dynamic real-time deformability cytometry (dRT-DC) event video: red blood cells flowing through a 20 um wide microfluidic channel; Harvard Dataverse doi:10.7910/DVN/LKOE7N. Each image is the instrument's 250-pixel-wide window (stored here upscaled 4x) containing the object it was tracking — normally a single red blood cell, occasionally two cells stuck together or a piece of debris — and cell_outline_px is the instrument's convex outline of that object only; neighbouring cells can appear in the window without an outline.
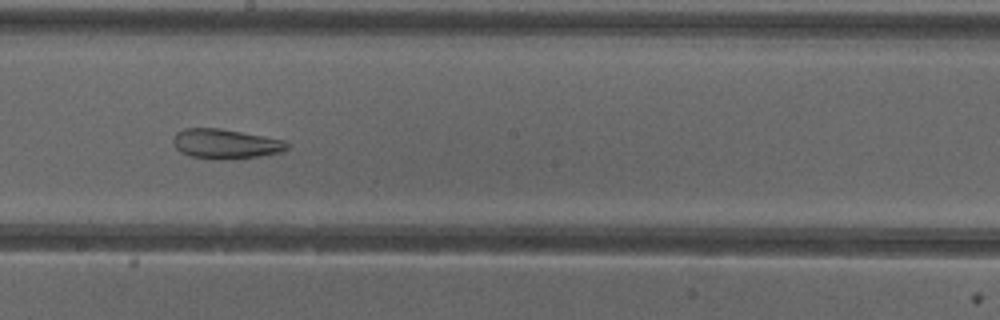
{"species": "common noctule bat (a hibernating species)", "species_latin": "Nyctalus noctula", "temperature_condition": "cold", "stored_images_in_passage": 32, "camera_frame_rate_fps": 3000, "um_per_image_px": 0.085, "animal": {"sex": "female"}, "frame": {"image": 1, "passage_image": 14, "time_ms": 4.333, "image_size_px": [1000, 320], "cell_outline_px": [[288, 148], [284, 152], [256, 156], [188, 156], [180, 152], [176, 148], [172, 140], [176, 132], [184, 128], [220, 128], [284, 140], [288, 144]], "centroid_in_image_um": [19.15, 12.17], "position_along_channel_um": 229.1, "area_um2": 18.73}, "authors_computed_cell_mechanics": {"area_um2": 22.5998, "velocity_mm_per_s": 3.9612, "shape_relaxation_time_tau1_ms": null, "shape_relaxation_time_tau2_ms": 2.7143, "deformation_change_tau1": null, "deformation_change_tau2": 0.1017}}